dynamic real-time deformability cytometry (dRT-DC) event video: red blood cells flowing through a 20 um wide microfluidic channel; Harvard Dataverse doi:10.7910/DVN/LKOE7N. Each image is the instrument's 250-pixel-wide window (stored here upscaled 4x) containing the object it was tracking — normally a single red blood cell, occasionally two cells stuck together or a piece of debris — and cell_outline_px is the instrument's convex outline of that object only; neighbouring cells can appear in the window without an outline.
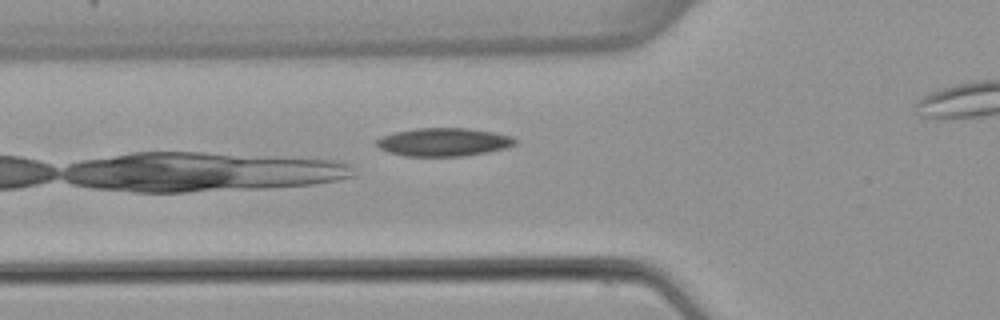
{"species": "common noctule bat (a hibernating species)", "species_latin": "Nyctalus noctula", "temperature_condition": "warm", "stored_images_in_passage": 3, "camera_frame_rate_fps": 3000, "um_per_image_px": 0.085, "animal": {"sex": "female", "body_mass_g": 22.7, "forearm_length_mm": 54.2}, "frame": {"image": 1, "passage_image": 2, "time_ms": 1.333, "image_size_px": [1000, 320], "cell_outline_px": [[516, 144], [504, 148], [488, 152], [464, 156], [404, 156], [388, 152], [372, 144], [380, 136], [396, 132], [416, 128], [468, 128], [492, 132], [512, 136], [516, 140]], "centroid_in_image_um": [37.66, 12.08], "position_along_channel_um": 88.1, "area_um2": 22.89}}